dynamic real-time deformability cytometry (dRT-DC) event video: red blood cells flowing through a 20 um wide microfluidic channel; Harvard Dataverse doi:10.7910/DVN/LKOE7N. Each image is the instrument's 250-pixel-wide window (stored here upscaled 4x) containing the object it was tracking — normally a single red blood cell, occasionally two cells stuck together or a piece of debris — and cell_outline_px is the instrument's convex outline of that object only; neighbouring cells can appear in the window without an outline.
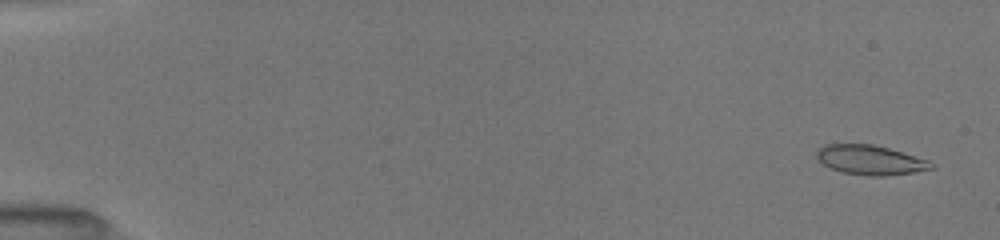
{"species": "common noctule bat (a hibernating species)", "species_latin": "Nyctalus noctula", "temperature_condition": "room temperature", "stored_images_in_passage": 52, "camera_frame_rate_fps": 3000, "um_per_image_px": 0.085, "animal": {"sex": "female", "body_mass_g": 19.5, "forearm_length_mm": 54.1}, "frame": {"image": 1, "passage_image": 3, "time_ms": 0.667, "image_size_px": [1000, 240], "cell_outline_px": [[936, 168], [912, 172], [884, 176], [868, 176], [844, 172], [832, 168], [824, 164], [816, 156], [816, 152], [824, 144], [872, 144], [888, 148], [928, 160]], "centroid_in_image_um": [73.97, 13.59], "position_along_channel_um": 11.0, "area_um2": 19.42}}
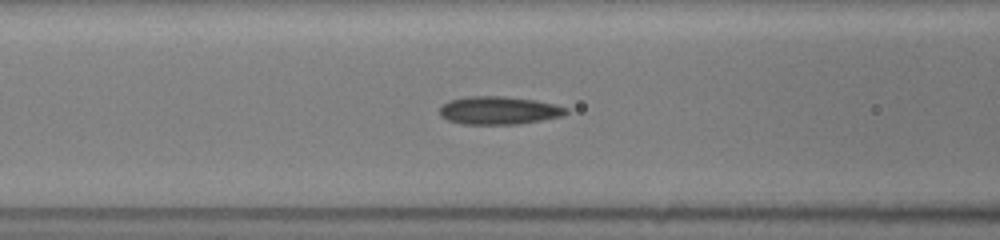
{"frame": {"image": 2, "passage_image": 23, "time_ms": 7.333, "image_size_px": [1000, 240], "cell_outline_px": [[568, 112], [564, 116], [516, 124], [460, 124], [448, 120], [440, 116], [440, 108], [448, 100], [468, 96], [504, 96], [536, 100], [556, 104], [568, 108]], "centroid_in_image_um": [42.41, 9.38], "position_along_channel_um": 124.2, "area_um2": 20.75}}
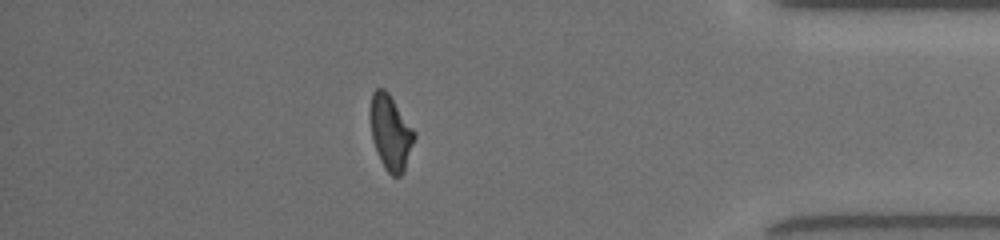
{"frame": {"image": 3, "passage_image": 46, "time_ms": 15.0, "image_size_px": [1000, 240], "cell_outline_px": [[416, 136], [404, 172], [400, 176], [392, 176], [384, 168], [380, 160], [372, 140], [368, 112], [372, 92], [376, 88], [384, 88], [388, 92], [416, 132]], "centroid_in_image_um": [33.18, 11.24], "position_along_channel_um": 402.0, "area_um2": 19.65}, "authors_computed_cell_mechanics": {"area_um2": 19.8543, "velocity_mm_per_s": 4.0473, "shape_relaxation_time_tau1_ms": null, "shape_relaxation_time_tau2_ms": 3.2644, "deformation_change_tau1": null, "deformation_change_tau2": 0.1069}}